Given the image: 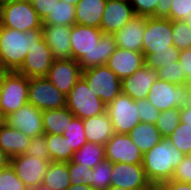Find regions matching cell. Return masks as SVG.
Here are the masks:
<instances>
[{
    "instance_id": "obj_1",
    "label": "cell",
    "mask_w": 191,
    "mask_h": 190,
    "mask_svg": "<svg viewBox=\"0 0 191 190\" xmlns=\"http://www.w3.org/2000/svg\"><path fill=\"white\" fill-rule=\"evenodd\" d=\"M71 58L78 62L82 71L106 65L117 44L113 34H103L100 28L71 26Z\"/></svg>"
},
{
    "instance_id": "obj_2",
    "label": "cell",
    "mask_w": 191,
    "mask_h": 190,
    "mask_svg": "<svg viewBox=\"0 0 191 190\" xmlns=\"http://www.w3.org/2000/svg\"><path fill=\"white\" fill-rule=\"evenodd\" d=\"M42 37V30L22 32L0 25V65L10 71H17L29 50Z\"/></svg>"
},
{
    "instance_id": "obj_3",
    "label": "cell",
    "mask_w": 191,
    "mask_h": 190,
    "mask_svg": "<svg viewBox=\"0 0 191 190\" xmlns=\"http://www.w3.org/2000/svg\"><path fill=\"white\" fill-rule=\"evenodd\" d=\"M186 155L167 137L143 154V169L150 183H164L172 179L174 169Z\"/></svg>"
},
{
    "instance_id": "obj_4",
    "label": "cell",
    "mask_w": 191,
    "mask_h": 190,
    "mask_svg": "<svg viewBox=\"0 0 191 190\" xmlns=\"http://www.w3.org/2000/svg\"><path fill=\"white\" fill-rule=\"evenodd\" d=\"M0 25L26 32L42 30L43 21L30 0L0 2Z\"/></svg>"
},
{
    "instance_id": "obj_5",
    "label": "cell",
    "mask_w": 191,
    "mask_h": 190,
    "mask_svg": "<svg viewBox=\"0 0 191 190\" xmlns=\"http://www.w3.org/2000/svg\"><path fill=\"white\" fill-rule=\"evenodd\" d=\"M147 100L159 111L191 105V89L188 84L175 85L157 79L147 95Z\"/></svg>"
},
{
    "instance_id": "obj_6",
    "label": "cell",
    "mask_w": 191,
    "mask_h": 190,
    "mask_svg": "<svg viewBox=\"0 0 191 190\" xmlns=\"http://www.w3.org/2000/svg\"><path fill=\"white\" fill-rule=\"evenodd\" d=\"M87 82L80 77L72 90L66 95V107L75 117L86 119L106 112V105L93 94Z\"/></svg>"
},
{
    "instance_id": "obj_7",
    "label": "cell",
    "mask_w": 191,
    "mask_h": 190,
    "mask_svg": "<svg viewBox=\"0 0 191 190\" xmlns=\"http://www.w3.org/2000/svg\"><path fill=\"white\" fill-rule=\"evenodd\" d=\"M81 77L87 82L93 94L99 97L106 106L122 92L121 80L106 65L85 69Z\"/></svg>"
},
{
    "instance_id": "obj_8",
    "label": "cell",
    "mask_w": 191,
    "mask_h": 190,
    "mask_svg": "<svg viewBox=\"0 0 191 190\" xmlns=\"http://www.w3.org/2000/svg\"><path fill=\"white\" fill-rule=\"evenodd\" d=\"M114 133L128 134L140 121L137 100L122 92L106 106Z\"/></svg>"
},
{
    "instance_id": "obj_9",
    "label": "cell",
    "mask_w": 191,
    "mask_h": 190,
    "mask_svg": "<svg viewBox=\"0 0 191 190\" xmlns=\"http://www.w3.org/2000/svg\"><path fill=\"white\" fill-rule=\"evenodd\" d=\"M29 78L17 71H10L0 94V110L7 117L28 102Z\"/></svg>"
},
{
    "instance_id": "obj_10",
    "label": "cell",
    "mask_w": 191,
    "mask_h": 190,
    "mask_svg": "<svg viewBox=\"0 0 191 190\" xmlns=\"http://www.w3.org/2000/svg\"><path fill=\"white\" fill-rule=\"evenodd\" d=\"M170 46H173L172 21L168 18L147 17L142 53L153 55L157 51L170 50Z\"/></svg>"
},
{
    "instance_id": "obj_11",
    "label": "cell",
    "mask_w": 191,
    "mask_h": 190,
    "mask_svg": "<svg viewBox=\"0 0 191 190\" xmlns=\"http://www.w3.org/2000/svg\"><path fill=\"white\" fill-rule=\"evenodd\" d=\"M28 102L45 111L66 107V95L46 77L29 78Z\"/></svg>"
},
{
    "instance_id": "obj_12",
    "label": "cell",
    "mask_w": 191,
    "mask_h": 190,
    "mask_svg": "<svg viewBox=\"0 0 191 190\" xmlns=\"http://www.w3.org/2000/svg\"><path fill=\"white\" fill-rule=\"evenodd\" d=\"M51 161L19 154L10 158V165L28 190L42 185L44 175Z\"/></svg>"
},
{
    "instance_id": "obj_13",
    "label": "cell",
    "mask_w": 191,
    "mask_h": 190,
    "mask_svg": "<svg viewBox=\"0 0 191 190\" xmlns=\"http://www.w3.org/2000/svg\"><path fill=\"white\" fill-rule=\"evenodd\" d=\"M105 159L112 163L142 164L143 153L132 142L128 134L114 135L104 146Z\"/></svg>"
},
{
    "instance_id": "obj_14",
    "label": "cell",
    "mask_w": 191,
    "mask_h": 190,
    "mask_svg": "<svg viewBox=\"0 0 191 190\" xmlns=\"http://www.w3.org/2000/svg\"><path fill=\"white\" fill-rule=\"evenodd\" d=\"M54 60L51 49L42 37L38 43L29 50L22 66L17 72L28 78L46 77Z\"/></svg>"
},
{
    "instance_id": "obj_15",
    "label": "cell",
    "mask_w": 191,
    "mask_h": 190,
    "mask_svg": "<svg viewBox=\"0 0 191 190\" xmlns=\"http://www.w3.org/2000/svg\"><path fill=\"white\" fill-rule=\"evenodd\" d=\"M150 184L142 164L112 163L111 186L146 190Z\"/></svg>"
},
{
    "instance_id": "obj_16",
    "label": "cell",
    "mask_w": 191,
    "mask_h": 190,
    "mask_svg": "<svg viewBox=\"0 0 191 190\" xmlns=\"http://www.w3.org/2000/svg\"><path fill=\"white\" fill-rule=\"evenodd\" d=\"M42 113V110L27 102L21 108L8 115L6 122L29 138H33L44 134Z\"/></svg>"
},
{
    "instance_id": "obj_17",
    "label": "cell",
    "mask_w": 191,
    "mask_h": 190,
    "mask_svg": "<svg viewBox=\"0 0 191 190\" xmlns=\"http://www.w3.org/2000/svg\"><path fill=\"white\" fill-rule=\"evenodd\" d=\"M82 69L74 59L54 60L46 78L67 95L80 79Z\"/></svg>"
},
{
    "instance_id": "obj_18",
    "label": "cell",
    "mask_w": 191,
    "mask_h": 190,
    "mask_svg": "<svg viewBox=\"0 0 191 190\" xmlns=\"http://www.w3.org/2000/svg\"><path fill=\"white\" fill-rule=\"evenodd\" d=\"M134 16L135 13L129 0L107 1L100 29L103 34H114Z\"/></svg>"
},
{
    "instance_id": "obj_19",
    "label": "cell",
    "mask_w": 191,
    "mask_h": 190,
    "mask_svg": "<svg viewBox=\"0 0 191 190\" xmlns=\"http://www.w3.org/2000/svg\"><path fill=\"white\" fill-rule=\"evenodd\" d=\"M157 79V71L144 65L121 81V91L135 101L145 99Z\"/></svg>"
},
{
    "instance_id": "obj_20",
    "label": "cell",
    "mask_w": 191,
    "mask_h": 190,
    "mask_svg": "<svg viewBox=\"0 0 191 190\" xmlns=\"http://www.w3.org/2000/svg\"><path fill=\"white\" fill-rule=\"evenodd\" d=\"M147 17L135 15L128 23L113 35L118 48L142 52L143 36Z\"/></svg>"
},
{
    "instance_id": "obj_21",
    "label": "cell",
    "mask_w": 191,
    "mask_h": 190,
    "mask_svg": "<svg viewBox=\"0 0 191 190\" xmlns=\"http://www.w3.org/2000/svg\"><path fill=\"white\" fill-rule=\"evenodd\" d=\"M71 26L43 25V38L55 60L71 58Z\"/></svg>"
},
{
    "instance_id": "obj_22",
    "label": "cell",
    "mask_w": 191,
    "mask_h": 190,
    "mask_svg": "<svg viewBox=\"0 0 191 190\" xmlns=\"http://www.w3.org/2000/svg\"><path fill=\"white\" fill-rule=\"evenodd\" d=\"M145 65V57L142 52L116 48L109 57L106 66L110 68L122 81L132 75L137 69Z\"/></svg>"
},
{
    "instance_id": "obj_23",
    "label": "cell",
    "mask_w": 191,
    "mask_h": 190,
    "mask_svg": "<svg viewBox=\"0 0 191 190\" xmlns=\"http://www.w3.org/2000/svg\"><path fill=\"white\" fill-rule=\"evenodd\" d=\"M107 1L80 0L75 5V24L100 28Z\"/></svg>"
},
{
    "instance_id": "obj_24",
    "label": "cell",
    "mask_w": 191,
    "mask_h": 190,
    "mask_svg": "<svg viewBox=\"0 0 191 190\" xmlns=\"http://www.w3.org/2000/svg\"><path fill=\"white\" fill-rule=\"evenodd\" d=\"M83 125L87 142L105 146L106 142L114 135L112 123L107 112L83 119Z\"/></svg>"
},
{
    "instance_id": "obj_25",
    "label": "cell",
    "mask_w": 191,
    "mask_h": 190,
    "mask_svg": "<svg viewBox=\"0 0 191 190\" xmlns=\"http://www.w3.org/2000/svg\"><path fill=\"white\" fill-rule=\"evenodd\" d=\"M30 139L23 132L14 129L7 123L0 130V148L9 157L24 154L30 144Z\"/></svg>"
},
{
    "instance_id": "obj_26",
    "label": "cell",
    "mask_w": 191,
    "mask_h": 190,
    "mask_svg": "<svg viewBox=\"0 0 191 190\" xmlns=\"http://www.w3.org/2000/svg\"><path fill=\"white\" fill-rule=\"evenodd\" d=\"M128 135L143 154L151 150L163 138L154 124L146 122H140Z\"/></svg>"
},
{
    "instance_id": "obj_27",
    "label": "cell",
    "mask_w": 191,
    "mask_h": 190,
    "mask_svg": "<svg viewBox=\"0 0 191 190\" xmlns=\"http://www.w3.org/2000/svg\"><path fill=\"white\" fill-rule=\"evenodd\" d=\"M74 114L67 108L45 110L42 113L44 134L62 135Z\"/></svg>"
},
{
    "instance_id": "obj_28",
    "label": "cell",
    "mask_w": 191,
    "mask_h": 190,
    "mask_svg": "<svg viewBox=\"0 0 191 190\" xmlns=\"http://www.w3.org/2000/svg\"><path fill=\"white\" fill-rule=\"evenodd\" d=\"M42 185L52 190H66L70 185L68 162H50Z\"/></svg>"
},
{
    "instance_id": "obj_29",
    "label": "cell",
    "mask_w": 191,
    "mask_h": 190,
    "mask_svg": "<svg viewBox=\"0 0 191 190\" xmlns=\"http://www.w3.org/2000/svg\"><path fill=\"white\" fill-rule=\"evenodd\" d=\"M46 144L50 161L70 162L73 158L74 150L63 135L45 134Z\"/></svg>"
},
{
    "instance_id": "obj_30",
    "label": "cell",
    "mask_w": 191,
    "mask_h": 190,
    "mask_svg": "<svg viewBox=\"0 0 191 190\" xmlns=\"http://www.w3.org/2000/svg\"><path fill=\"white\" fill-rule=\"evenodd\" d=\"M104 159V146L98 143L87 142L74 152L72 161L83 166L86 165L89 168H94Z\"/></svg>"
},
{
    "instance_id": "obj_31",
    "label": "cell",
    "mask_w": 191,
    "mask_h": 190,
    "mask_svg": "<svg viewBox=\"0 0 191 190\" xmlns=\"http://www.w3.org/2000/svg\"><path fill=\"white\" fill-rule=\"evenodd\" d=\"M75 24V6L59 0L52 13L43 21V25H66Z\"/></svg>"
},
{
    "instance_id": "obj_32",
    "label": "cell",
    "mask_w": 191,
    "mask_h": 190,
    "mask_svg": "<svg viewBox=\"0 0 191 190\" xmlns=\"http://www.w3.org/2000/svg\"><path fill=\"white\" fill-rule=\"evenodd\" d=\"M62 135L67 138V142L74 151L79 150L85 143H87L83 119L74 117L67 128H64Z\"/></svg>"
},
{
    "instance_id": "obj_33",
    "label": "cell",
    "mask_w": 191,
    "mask_h": 190,
    "mask_svg": "<svg viewBox=\"0 0 191 190\" xmlns=\"http://www.w3.org/2000/svg\"><path fill=\"white\" fill-rule=\"evenodd\" d=\"M180 50L175 46H170V50L157 51L153 55H144L145 65L148 68L157 70L165 65L173 64L179 60Z\"/></svg>"
},
{
    "instance_id": "obj_34",
    "label": "cell",
    "mask_w": 191,
    "mask_h": 190,
    "mask_svg": "<svg viewBox=\"0 0 191 190\" xmlns=\"http://www.w3.org/2000/svg\"><path fill=\"white\" fill-rule=\"evenodd\" d=\"M180 108H172L160 112L155 126L162 137H168L180 124Z\"/></svg>"
},
{
    "instance_id": "obj_35",
    "label": "cell",
    "mask_w": 191,
    "mask_h": 190,
    "mask_svg": "<svg viewBox=\"0 0 191 190\" xmlns=\"http://www.w3.org/2000/svg\"><path fill=\"white\" fill-rule=\"evenodd\" d=\"M112 162L102 160L93 168L92 187L94 190H108L111 187Z\"/></svg>"
},
{
    "instance_id": "obj_36",
    "label": "cell",
    "mask_w": 191,
    "mask_h": 190,
    "mask_svg": "<svg viewBox=\"0 0 191 190\" xmlns=\"http://www.w3.org/2000/svg\"><path fill=\"white\" fill-rule=\"evenodd\" d=\"M171 144L185 155L191 152V126L180 122L178 127L167 137Z\"/></svg>"
},
{
    "instance_id": "obj_37",
    "label": "cell",
    "mask_w": 191,
    "mask_h": 190,
    "mask_svg": "<svg viewBox=\"0 0 191 190\" xmlns=\"http://www.w3.org/2000/svg\"><path fill=\"white\" fill-rule=\"evenodd\" d=\"M68 171L70 183L72 185L86 184L92 187L93 168L86 165L74 163L72 160L68 162Z\"/></svg>"
},
{
    "instance_id": "obj_38",
    "label": "cell",
    "mask_w": 191,
    "mask_h": 190,
    "mask_svg": "<svg viewBox=\"0 0 191 190\" xmlns=\"http://www.w3.org/2000/svg\"><path fill=\"white\" fill-rule=\"evenodd\" d=\"M173 46L179 50L191 48V31L185 21H172Z\"/></svg>"
},
{
    "instance_id": "obj_39",
    "label": "cell",
    "mask_w": 191,
    "mask_h": 190,
    "mask_svg": "<svg viewBox=\"0 0 191 190\" xmlns=\"http://www.w3.org/2000/svg\"><path fill=\"white\" fill-rule=\"evenodd\" d=\"M156 71L158 79L175 85L186 83V74L178 61H175L173 64L165 65V67L158 68Z\"/></svg>"
},
{
    "instance_id": "obj_40",
    "label": "cell",
    "mask_w": 191,
    "mask_h": 190,
    "mask_svg": "<svg viewBox=\"0 0 191 190\" xmlns=\"http://www.w3.org/2000/svg\"><path fill=\"white\" fill-rule=\"evenodd\" d=\"M0 190H28L9 165L0 170Z\"/></svg>"
},
{
    "instance_id": "obj_41",
    "label": "cell",
    "mask_w": 191,
    "mask_h": 190,
    "mask_svg": "<svg viewBox=\"0 0 191 190\" xmlns=\"http://www.w3.org/2000/svg\"><path fill=\"white\" fill-rule=\"evenodd\" d=\"M24 154L50 161L45 134L31 138Z\"/></svg>"
},
{
    "instance_id": "obj_42",
    "label": "cell",
    "mask_w": 191,
    "mask_h": 190,
    "mask_svg": "<svg viewBox=\"0 0 191 190\" xmlns=\"http://www.w3.org/2000/svg\"><path fill=\"white\" fill-rule=\"evenodd\" d=\"M138 115L141 122L156 124L160 112L147 98L137 100Z\"/></svg>"
},
{
    "instance_id": "obj_43",
    "label": "cell",
    "mask_w": 191,
    "mask_h": 190,
    "mask_svg": "<svg viewBox=\"0 0 191 190\" xmlns=\"http://www.w3.org/2000/svg\"><path fill=\"white\" fill-rule=\"evenodd\" d=\"M191 15V0H173L170 7L171 21H185Z\"/></svg>"
},
{
    "instance_id": "obj_44",
    "label": "cell",
    "mask_w": 191,
    "mask_h": 190,
    "mask_svg": "<svg viewBox=\"0 0 191 190\" xmlns=\"http://www.w3.org/2000/svg\"><path fill=\"white\" fill-rule=\"evenodd\" d=\"M135 15L155 17L157 0H129Z\"/></svg>"
},
{
    "instance_id": "obj_45",
    "label": "cell",
    "mask_w": 191,
    "mask_h": 190,
    "mask_svg": "<svg viewBox=\"0 0 191 190\" xmlns=\"http://www.w3.org/2000/svg\"><path fill=\"white\" fill-rule=\"evenodd\" d=\"M171 180L191 183V158L189 155H186L174 169Z\"/></svg>"
},
{
    "instance_id": "obj_46",
    "label": "cell",
    "mask_w": 191,
    "mask_h": 190,
    "mask_svg": "<svg viewBox=\"0 0 191 190\" xmlns=\"http://www.w3.org/2000/svg\"><path fill=\"white\" fill-rule=\"evenodd\" d=\"M59 0H30L33 8L39 15L40 19L44 21Z\"/></svg>"
},
{
    "instance_id": "obj_47",
    "label": "cell",
    "mask_w": 191,
    "mask_h": 190,
    "mask_svg": "<svg viewBox=\"0 0 191 190\" xmlns=\"http://www.w3.org/2000/svg\"><path fill=\"white\" fill-rule=\"evenodd\" d=\"M178 62L186 74V84L191 86V48L180 50Z\"/></svg>"
},
{
    "instance_id": "obj_48",
    "label": "cell",
    "mask_w": 191,
    "mask_h": 190,
    "mask_svg": "<svg viewBox=\"0 0 191 190\" xmlns=\"http://www.w3.org/2000/svg\"><path fill=\"white\" fill-rule=\"evenodd\" d=\"M173 0H157L155 17L170 19V7Z\"/></svg>"
},
{
    "instance_id": "obj_49",
    "label": "cell",
    "mask_w": 191,
    "mask_h": 190,
    "mask_svg": "<svg viewBox=\"0 0 191 190\" xmlns=\"http://www.w3.org/2000/svg\"><path fill=\"white\" fill-rule=\"evenodd\" d=\"M168 190H191V183L170 180L163 183Z\"/></svg>"
},
{
    "instance_id": "obj_50",
    "label": "cell",
    "mask_w": 191,
    "mask_h": 190,
    "mask_svg": "<svg viewBox=\"0 0 191 190\" xmlns=\"http://www.w3.org/2000/svg\"><path fill=\"white\" fill-rule=\"evenodd\" d=\"M180 121L191 126V105L180 108Z\"/></svg>"
},
{
    "instance_id": "obj_51",
    "label": "cell",
    "mask_w": 191,
    "mask_h": 190,
    "mask_svg": "<svg viewBox=\"0 0 191 190\" xmlns=\"http://www.w3.org/2000/svg\"><path fill=\"white\" fill-rule=\"evenodd\" d=\"M10 158L1 148H0V170L8 167L10 165Z\"/></svg>"
},
{
    "instance_id": "obj_52",
    "label": "cell",
    "mask_w": 191,
    "mask_h": 190,
    "mask_svg": "<svg viewBox=\"0 0 191 190\" xmlns=\"http://www.w3.org/2000/svg\"><path fill=\"white\" fill-rule=\"evenodd\" d=\"M10 72V70L8 69H5L3 68L1 65H0V94L2 92V89H3V84H4V81H5V78L7 76V74Z\"/></svg>"
},
{
    "instance_id": "obj_53",
    "label": "cell",
    "mask_w": 191,
    "mask_h": 190,
    "mask_svg": "<svg viewBox=\"0 0 191 190\" xmlns=\"http://www.w3.org/2000/svg\"><path fill=\"white\" fill-rule=\"evenodd\" d=\"M66 190H94L93 187L86 184L70 185Z\"/></svg>"
},
{
    "instance_id": "obj_54",
    "label": "cell",
    "mask_w": 191,
    "mask_h": 190,
    "mask_svg": "<svg viewBox=\"0 0 191 190\" xmlns=\"http://www.w3.org/2000/svg\"><path fill=\"white\" fill-rule=\"evenodd\" d=\"M149 190H168L163 183H151L149 185Z\"/></svg>"
},
{
    "instance_id": "obj_55",
    "label": "cell",
    "mask_w": 191,
    "mask_h": 190,
    "mask_svg": "<svg viewBox=\"0 0 191 190\" xmlns=\"http://www.w3.org/2000/svg\"><path fill=\"white\" fill-rule=\"evenodd\" d=\"M6 116L2 113V111L0 110V130L4 127V125L6 124Z\"/></svg>"
},
{
    "instance_id": "obj_56",
    "label": "cell",
    "mask_w": 191,
    "mask_h": 190,
    "mask_svg": "<svg viewBox=\"0 0 191 190\" xmlns=\"http://www.w3.org/2000/svg\"><path fill=\"white\" fill-rule=\"evenodd\" d=\"M32 190H52V189L45 187L43 185H39V186L33 188Z\"/></svg>"
},
{
    "instance_id": "obj_57",
    "label": "cell",
    "mask_w": 191,
    "mask_h": 190,
    "mask_svg": "<svg viewBox=\"0 0 191 190\" xmlns=\"http://www.w3.org/2000/svg\"><path fill=\"white\" fill-rule=\"evenodd\" d=\"M65 1L67 4L76 5L80 0H62Z\"/></svg>"
},
{
    "instance_id": "obj_58",
    "label": "cell",
    "mask_w": 191,
    "mask_h": 190,
    "mask_svg": "<svg viewBox=\"0 0 191 190\" xmlns=\"http://www.w3.org/2000/svg\"><path fill=\"white\" fill-rule=\"evenodd\" d=\"M185 22L188 24V27L191 31V15L185 20Z\"/></svg>"
},
{
    "instance_id": "obj_59",
    "label": "cell",
    "mask_w": 191,
    "mask_h": 190,
    "mask_svg": "<svg viewBox=\"0 0 191 190\" xmlns=\"http://www.w3.org/2000/svg\"><path fill=\"white\" fill-rule=\"evenodd\" d=\"M108 190H129V189L111 186Z\"/></svg>"
},
{
    "instance_id": "obj_60",
    "label": "cell",
    "mask_w": 191,
    "mask_h": 190,
    "mask_svg": "<svg viewBox=\"0 0 191 190\" xmlns=\"http://www.w3.org/2000/svg\"><path fill=\"white\" fill-rule=\"evenodd\" d=\"M8 1H23V0H0V2H8Z\"/></svg>"
}]
</instances>
